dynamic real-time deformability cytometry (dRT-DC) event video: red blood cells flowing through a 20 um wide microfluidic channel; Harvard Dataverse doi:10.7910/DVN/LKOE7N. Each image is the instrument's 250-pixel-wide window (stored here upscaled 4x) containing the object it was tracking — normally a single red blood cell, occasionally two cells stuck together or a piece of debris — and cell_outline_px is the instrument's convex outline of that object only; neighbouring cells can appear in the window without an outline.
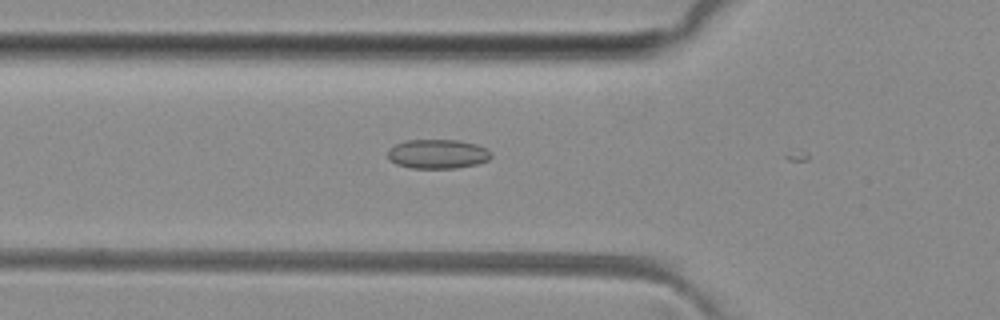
{"species": "common noctule bat (a hibernating species)", "species_latin": "Nyctalus noctula", "temperature_condition": "room temperature", "stored_images_in_passage": 4, "camera_frame_rate_fps": 3000, "um_per_image_px": 0.085, "animal": {"sex": "female", "body_mass_g": 29.2, "forearm_length_mm": 56.3}, "frame": {"image": 1, "passage_image": 3, "time_ms": 0.667, "image_size_px": [1000, 320], "cell_outline_px": [[492, 156], [488, 160], [476, 164], [456, 168], [412, 168], [396, 164], [388, 160], [388, 152], [396, 144], [404, 140], [456, 140], [476, 144], [492, 152]], "centroid_in_image_um": [37.19, 13.09], "position_along_channel_um": 88.6, "area_um2": 17.57}}